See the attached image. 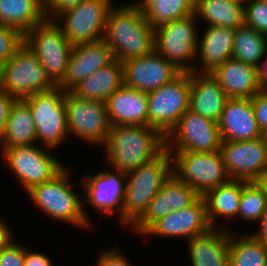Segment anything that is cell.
<instances>
[{"label":"cell","mask_w":267,"mask_h":266,"mask_svg":"<svg viewBox=\"0 0 267 266\" xmlns=\"http://www.w3.org/2000/svg\"><path fill=\"white\" fill-rule=\"evenodd\" d=\"M103 40L121 62L154 51V28L138 5L121 3L108 12Z\"/></svg>","instance_id":"6da1fadb"},{"label":"cell","mask_w":267,"mask_h":266,"mask_svg":"<svg viewBox=\"0 0 267 266\" xmlns=\"http://www.w3.org/2000/svg\"><path fill=\"white\" fill-rule=\"evenodd\" d=\"M101 147L112 169L127 172L158 157L165 150V137L148 125H114Z\"/></svg>","instance_id":"7a4b0ae2"},{"label":"cell","mask_w":267,"mask_h":266,"mask_svg":"<svg viewBox=\"0 0 267 266\" xmlns=\"http://www.w3.org/2000/svg\"><path fill=\"white\" fill-rule=\"evenodd\" d=\"M71 174L65 166L51 180L32 186L26 194L44 215L57 222L89 230L93 221L84 208L83 199L81 201L83 197L74 191L77 185L71 182Z\"/></svg>","instance_id":"3957f363"},{"label":"cell","mask_w":267,"mask_h":266,"mask_svg":"<svg viewBox=\"0 0 267 266\" xmlns=\"http://www.w3.org/2000/svg\"><path fill=\"white\" fill-rule=\"evenodd\" d=\"M171 175V154L166 149L154 160L125 172L123 216L119 219L123 227L131 228L144 215Z\"/></svg>","instance_id":"277c9868"},{"label":"cell","mask_w":267,"mask_h":266,"mask_svg":"<svg viewBox=\"0 0 267 266\" xmlns=\"http://www.w3.org/2000/svg\"><path fill=\"white\" fill-rule=\"evenodd\" d=\"M168 151L171 154L172 174L195 189L200 196L231 180L219 150L214 152Z\"/></svg>","instance_id":"5b68a950"},{"label":"cell","mask_w":267,"mask_h":266,"mask_svg":"<svg viewBox=\"0 0 267 266\" xmlns=\"http://www.w3.org/2000/svg\"><path fill=\"white\" fill-rule=\"evenodd\" d=\"M24 44L41 62L50 80L59 86L73 49L62 29L54 20L46 19L24 34Z\"/></svg>","instance_id":"8992f818"},{"label":"cell","mask_w":267,"mask_h":266,"mask_svg":"<svg viewBox=\"0 0 267 266\" xmlns=\"http://www.w3.org/2000/svg\"><path fill=\"white\" fill-rule=\"evenodd\" d=\"M1 152L4 164L25 192L34 185L51 180L65 167L57 155H52L53 149L41 144L8 147Z\"/></svg>","instance_id":"52a82bcc"},{"label":"cell","mask_w":267,"mask_h":266,"mask_svg":"<svg viewBox=\"0 0 267 266\" xmlns=\"http://www.w3.org/2000/svg\"><path fill=\"white\" fill-rule=\"evenodd\" d=\"M191 73L181 72L171 82L147 92L148 126L166 137L190 109Z\"/></svg>","instance_id":"ba28073f"},{"label":"cell","mask_w":267,"mask_h":266,"mask_svg":"<svg viewBox=\"0 0 267 266\" xmlns=\"http://www.w3.org/2000/svg\"><path fill=\"white\" fill-rule=\"evenodd\" d=\"M55 87L41 62L25 44L0 67V88L16 99H25Z\"/></svg>","instance_id":"9c48e42d"},{"label":"cell","mask_w":267,"mask_h":266,"mask_svg":"<svg viewBox=\"0 0 267 266\" xmlns=\"http://www.w3.org/2000/svg\"><path fill=\"white\" fill-rule=\"evenodd\" d=\"M195 14L154 29V50L181 72H194L198 37Z\"/></svg>","instance_id":"30bf717a"},{"label":"cell","mask_w":267,"mask_h":266,"mask_svg":"<svg viewBox=\"0 0 267 266\" xmlns=\"http://www.w3.org/2000/svg\"><path fill=\"white\" fill-rule=\"evenodd\" d=\"M65 94L66 91L56 86L24 99L30 106L35 123L37 144L55 150L69 138Z\"/></svg>","instance_id":"8fae6325"},{"label":"cell","mask_w":267,"mask_h":266,"mask_svg":"<svg viewBox=\"0 0 267 266\" xmlns=\"http://www.w3.org/2000/svg\"><path fill=\"white\" fill-rule=\"evenodd\" d=\"M113 6L112 0H84L53 20L72 46L92 43L103 39L107 14Z\"/></svg>","instance_id":"7c38bea8"},{"label":"cell","mask_w":267,"mask_h":266,"mask_svg":"<svg viewBox=\"0 0 267 266\" xmlns=\"http://www.w3.org/2000/svg\"><path fill=\"white\" fill-rule=\"evenodd\" d=\"M66 105L68 135L78 137L86 143L103 146L111 125L105 102L91 101L67 91L64 96Z\"/></svg>","instance_id":"4fadbf2b"},{"label":"cell","mask_w":267,"mask_h":266,"mask_svg":"<svg viewBox=\"0 0 267 266\" xmlns=\"http://www.w3.org/2000/svg\"><path fill=\"white\" fill-rule=\"evenodd\" d=\"M231 180L263 181L267 169V137L222 141L219 149Z\"/></svg>","instance_id":"5bb4252c"},{"label":"cell","mask_w":267,"mask_h":266,"mask_svg":"<svg viewBox=\"0 0 267 266\" xmlns=\"http://www.w3.org/2000/svg\"><path fill=\"white\" fill-rule=\"evenodd\" d=\"M218 122L187 110L165 137L166 150L214 152L220 149Z\"/></svg>","instance_id":"9a60e30c"},{"label":"cell","mask_w":267,"mask_h":266,"mask_svg":"<svg viewBox=\"0 0 267 266\" xmlns=\"http://www.w3.org/2000/svg\"><path fill=\"white\" fill-rule=\"evenodd\" d=\"M102 170L95 174H87L80 180L81 189L85 192L86 199L83 204L88 203L91 207L107 215L117 211L118 219L123 216V199L125 191V172L118 170ZM98 210V211H97Z\"/></svg>","instance_id":"2e32d148"},{"label":"cell","mask_w":267,"mask_h":266,"mask_svg":"<svg viewBox=\"0 0 267 266\" xmlns=\"http://www.w3.org/2000/svg\"><path fill=\"white\" fill-rule=\"evenodd\" d=\"M200 195L173 174L163 184L148 205L144 215L131 227L136 235H143L156 221L172 211H179L192 205Z\"/></svg>","instance_id":"e0dca14e"},{"label":"cell","mask_w":267,"mask_h":266,"mask_svg":"<svg viewBox=\"0 0 267 266\" xmlns=\"http://www.w3.org/2000/svg\"><path fill=\"white\" fill-rule=\"evenodd\" d=\"M122 63L124 85L143 92L158 89L181 73L155 50L148 55L127 59Z\"/></svg>","instance_id":"ac0fdd59"},{"label":"cell","mask_w":267,"mask_h":266,"mask_svg":"<svg viewBox=\"0 0 267 266\" xmlns=\"http://www.w3.org/2000/svg\"><path fill=\"white\" fill-rule=\"evenodd\" d=\"M212 228L207 217L206 203L200 196L189 207L172 211L156 221L142 236L185 238L188 241Z\"/></svg>","instance_id":"d6986e66"},{"label":"cell","mask_w":267,"mask_h":266,"mask_svg":"<svg viewBox=\"0 0 267 266\" xmlns=\"http://www.w3.org/2000/svg\"><path fill=\"white\" fill-rule=\"evenodd\" d=\"M112 49L102 39L73 46L65 78L59 87L71 91L83 79L114 60Z\"/></svg>","instance_id":"ffe728a7"},{"label":"cell","mask_w":267,"mask_h":266,"mask_svg":"<svg viewBox=\"0 0 267 266\" xmlns=\"http://www.w3.org/2000/svg\"><path fill=\"white\" fill-rule=\"evenodd\" d=\"M218 127L222 141L252 140L263 136L248 98H229Z\"/></svg>","instance_id":"44dd1931"},{"label":"cell","mask_w":267,"mask_h":266,"mask_svg":"<svg viewBox=\"0 0 267 266\" xmlns=\"http://www.w3.org/2000/svg\"><path fill=\"white\" fill-rule=\"evenodd\" d=\"M229 98L251 99L260 92L258 67L230 58L211 73Z\"/></svg>","instance_id":"7402d4cb"},{"label":"cell","mask_w":267,"mask_h":266,"mask_svg":"<svg viewBox=\"0 0 267 266\" xmlns=\"http://www.w3.org/2000/svg\"><path fill=\"white\" fill-rule=\"evenodd\" d=\"M108 119L114 125H148L147 92L123 85L105 101Z\"/></svg>","instance_id":"603a6c76"},{"label":"cell","mask_w":267,"mask_h":266,"mask_svg":"<svg viewBox=\"0 0 267 266\" xmlns=\"http://www.w3.org/2000/svg\"><path fill=\"white\" fill-rule=\"evenodd\" d=\"M204 34L198 37L195 73H211L220 64L232 58L235 29L222 26H207ZM201 38V39H200Z\"/></svg>","instance_id":"cb8c5ba5"},{"label":"cell","mask_w":267,"mask_h":266,"mask_svg":"<svg viewBox=\"0 0 267 266\" xmlns=\"http://www.w3.org/2000/svg\"><path fill=\"white\" fill-rule=\"evenodd\" d=\"M190 110L218 122L229 97L210 73L191 72Z\"/></svg>","instance_id":"d4e9b609"},{"label":"cell","mask_w":267,"mask_h":266,"mask_svg":"<svg viewBox=\"0 0 267 266\" xmlns=\"http://www.w3.org/2000/svg\"><path fill=\"white\" fill-rule=\"evenodd\" d=\"M230 229L212 228L187 241L192 266H229Z\"/></svg>","instance_id":"484cf974"},{"label":"cell","mask_w":267,"mask_h":266,"mask_svg":"<svg viewBox=\"0 0 267 266\" xmlns=\"http://www.w3.org/2000/svg\"><path fill=\"white\" fill-rule=\"evenodd\" d=\"M123 63L114 59L83 79L71 92L77 97L105 102L124 85Z\"/></svg>","instance_id":"4316f807"},{"label":"cell","mask_w":267,"mask_h":266,"mask_svg":"<svg viewBox=\"0 0 267 266\" xmlns=\"http://www.w3.org/2000/svg\"><path fill=\"white\" fill-rule=\"evenodd\" d=\"M36 143L35 123L30 106L24 99H16L0 137V149Z\"/></svg>","instance_id":"83f0119b"},{"label":"cell","mask_w":267,"mask_h":266,"mask_svg":"<svg viewBox=\"0 0 267 266\" xmlns=\"http://www.w3.org/2000/svg\"><path fill=\"white\" fill-rule=\"evenodd\" d=\"M241 194L242 180H230L226 184L207 191L202 196L206 203L208 220L213 228H216L218 217L227 220L238 217Z\"/></svg>","instance_id":"f1b7e54d"},{"label":"cell","mask_w":267,"mask_h":266,"mask_svg":"<svg viewBox=\"0 0 267 266\" xmlns=\"http://www.w3.org/2000/svg\"><path fill=\"white\" fill-rule=\"evenodd\" d=\"M46 19L41 0H0V24L14 27L23 34Z\"/></svg>","instance_id":"f546056e"},{"label":"cell","mask_w":267,"mask_h":266,"mask_svg":"<svg viewBox=\"0 0 267 266\" xmlns=\"http://www.w3.org/2000/svg\"><path fill=\"white\" fill-rule=\"evenodd\" d=\"M194 14L207 26L236 29L244 24V4L235 0H195Z\"/></svg>","instance_id":"4dcf8cb0"},{"label":"cell","mask_w":267,"mask_h":266,"mask_svg":"<svg viewBox=\"0 0 267 266\" xmlns=\"http://www.w3.org/2000/svg\"><path fill=\"white\" fill-rule=\"evenodd\" d=\"M229 231V266H267V248L255 236Z\"/></svg>","instance_id":"1f68e13d"},{"label":"cell","mask_w":267,"mask_h":266,"mask_svg":"<svg viewBox=\"0 0 267 266\" xmlns=\"http://www.w3.org/2000/svg\"><path fill=\"white\" fill-rule=\"evenodd\" d=\"M138 6L154 29L195 13V0H142Z\"/></svg>","instance_id":"d6a6232c"},{"label":"cell","mask_w":267,"mask_h":266,"mask_svg":"<svg viewBox=\"0 0 267 266\" xmlns=\"http://www.w3.org/2000/svg\"><path fill=\"white\" fill-rule=\"evenodd\" d=\"M267 48V36L245 24L235 29L232 58L258 67Z\"/></svg>","instance_id":"836d02e7"},{"label":"cell","mask_w":267,"mask_h":266,"mask_svg":"<svg viewBox=\"0 0 267 266\" xmlns=\"http://www.w3.org/2000/svg\"><path fill=\"white\" fill-rule=\"evenodd\" d=\"M267 206V186L263 181H242L238 216L245 222H259Z\"/></svg>","instance_id":"e575fe53"},{"label":"cell","mask_w":267,"mask_h":266,"mask_svg":"<svg viewBox=\"0 0 267 266\" xmlns=\"http://www.w3.org/2000/svg\"><path fill=\"white\" fill-rule=\"evenodd\" d=\"M24 44V34L11 26L0 24V67Z\"/></svg>","instance_id":"d590c367"},{"label":"cell","mask_w":267,"mask_h":266,"mask_svg":"<svg viewBox=\"0 0 267 266\" xmlns=\"http://www.w3.org/2000/svg\"><path fill=\"white\" fill-rule=\"evenodd\" d=\"M244 24L267 36V1L251 0L245 3Z\"/></svg>","instance_id":"8d00e7d4"},{"label":"cell","mask_w":267,"mask_h":266,"mask_svg":"<svg viewBox=\"0 0 267 266\" xmlns=\"http://www.w3.org/2000/svg\"><path fill=\"white\" fill-rule=\"evenodd\" d=\"M25 246L15 239L0 252V266H24Z\"/></svg>","instance_id":"74e56055"},{"label":"cell","mask_w":267,"mask_h":266,"mask_svg":"<svg viewBox=\"0 0 267 266\" xmlns=\"http://www.w3.org/2000/svg\"><path fill=\"white\" fill-rule=\"evenodd\" d=\"M254 116L263 136L267 137V90H261L251 98Z\"/></svg>","instance_id":"f35d334b"},{"label":"cell","mask_w":267,"mask_h":266,"mask_svg":"<svg viewBox=\"0 0 267 266\" xmlns=\"http://www.w3.org/2000/svg\"><path fill=\"white\" fill-rule=\"evenodd\" d=\"M97 256L96 266H132L128 257L118 247H110V250H102Z\"/></svg>","instance_id":"ab89813d"},{"label":"cell","mask_w":267,"mask_h":266,"mask_svg":"<svg viewBox=\"0 0 267 266\" xmlns=\"http://www.w3.org/2000/svg\"><path fill=\"white\" fill-rule=\"evenodd\" d=\"M82 1L84 0H44V10L46 18L49 20H53L64 10L72 8Z\"/></svg>","instance_id":"60d3db41"},{"label":"cell","mask_w":267,"mask_h":266,"mask_svg":"<svg viewBox=\"0 0 267 266\" xmlns=\"http://www.w3.org/2000/svg\"><path fill=\"white\" fill-rule=\"evenodd\" d=\"M16 98L0 89V137L3 134L11 106Z\"/></svg>","instance_id":"b9f144b4"},{"label":"cell","mask_w":267,"mask_h":266,"mask_svg":"<svg viewBox=\"0 0 267 266\" xmlns=\"http://www.w3.org/2000/svg\"><path fill=\"white\" fill-rule=\"evenodd\" d=\"M51 258L41 252L29 250L25 246V260L24 266H53Z\"/></svg>","instance_id":"7bdbcfd3"},{"label":"cell","mask_w":267,"mask_h":266,"mask_svg":"<svg viewBox=\"0 0 267 266\" xmlns=\"http://www.w3.org/2000/svg\"><path fill=\"white\" fill-rule=\"evenodd\" d=\"M12 232L11 226L0 217V252L15 239Z\"/></svg>","instance_id":"ee69618b"},{"label":"cell","mask_w":267,"mask_h":266,"mask_svg":"<svg viewBox=\"0 0 267 266\" xmlns=\"http://www.w3.org/2000/svg\"><path fill=\"white\" fill-rule=\"evenodd\" d=\"M259 221V228L256 231H251V234L267 248V206L265 207Z\"/></svg>","instance_id":"f6af8a7d"},{"label":"cell","mask_w":267,"mask_h":266,"mask_svg":"<svg viewBox=\"0 0 267 266\" xmlns=\"http://www.w3.org/2000/svg\"><path fill=\"white\" fill-rule=\"evenodd\" d=\"M267 48L258 66V80L262 90H267ZM266 57V58H265ZM265 58V60H264ZM263 61V63H262Z\"/></svg>","instance_id":"bcb514c9"},{"label":"cell","mask_w":267,"mask_h":266,"mask_svg":"<svg viewBox=\"0 0 267 266\" xmlns=\"http://www.w3.org/2000/svg\"><path fill=\"white\" fill-rule=\"evenodd\" d=\"M142 0H139L138 2L136 1V2H131V3H126V4H128V5H138L140 2H141Z\"/></svg>","instance_id":"7dc6e473"},{"label":"cell","mask_w":267,"mask_h":266,"mask_svg":"<svg viewBox=\"0 0 267 266\" xmlns=\"http://www.w3.org/2000/svg\"><path fill=\"white\" fill-rule=\"evenodd\" d=\"M235 1H238V2H240V3L245 4V3H247V2H249V1H251V0H235Z\"/></svg>","instance_id":"c3c4849f"},{"label":"cell","mask_w":267,"mask_h":266,"mask_svg":"<svg viewBox=\"0 0 267 266\" xmlns=\"http://www.w3.org/2000/svg\"><path fill=\"white\" fill-rule=\"evenodd\" d=\"M263 182H264L265 185L267 186V176L264 178Z\"/></svg>","instance_id":"681fc988"}]
</instances>
